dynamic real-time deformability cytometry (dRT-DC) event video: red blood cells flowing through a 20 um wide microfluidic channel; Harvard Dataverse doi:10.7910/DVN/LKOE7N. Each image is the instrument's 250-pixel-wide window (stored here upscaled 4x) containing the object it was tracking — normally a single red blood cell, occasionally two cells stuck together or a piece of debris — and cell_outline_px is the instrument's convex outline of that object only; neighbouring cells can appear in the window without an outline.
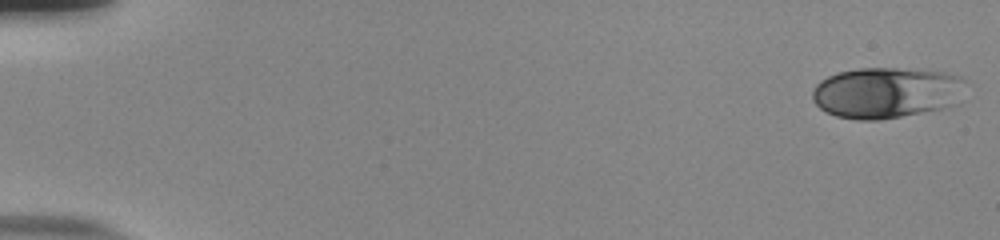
{"species": "human", "species_latin": "Homo sapiens", "temperature_condition": "room temperature", "stored_images_in_passage": 53, "camera_frame_rate_fps": 3000, "um_per_image_px": 0.085, "donor": {"sex": "male"}, "frame": {"image": 1, "passage_image": 1, "time_ms": 0.0, "image_size_px": [1000, 240], "cell_outline_px": [[964, 80], [956, 104], [944, 108], [880, 120], [856, 120], [836, 116], [820, 108], [812, 100], [812, 88], [820, 80], [836, 72], [860, 68], [896, 68], [948, 72], [960, 76]], "centroid_in_image_um": [75.29, 7.87], "position_along_channel_um": 9.7, "area_um2": 45.6}}
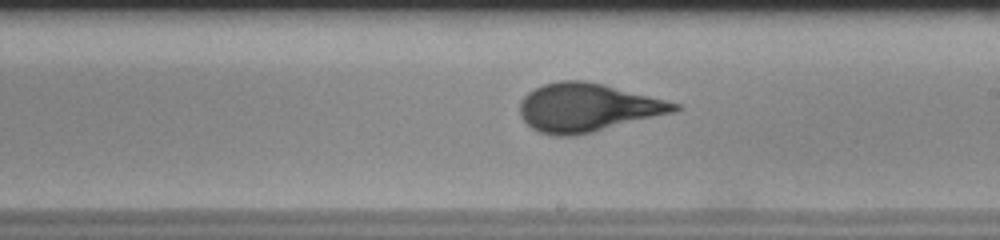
{"frame": {"image": 2, "passage_image": 32, "time_ms": 10.333, "image_size_px": [1000, 240], "cell_outline_px": [[684, 108], [672, 112], [592, 132], [572, 136], [556, 136], [540, 132], [532, 128], [520, 116], [520, 100], [528, 92], [544, 84], [560, 80], [584, 80], [604, 84], [680, 104]], "centroid_in_image_um": [49.9, 9.13], "position_along_channel_um": 239.1, "area_um2": 43.12}}
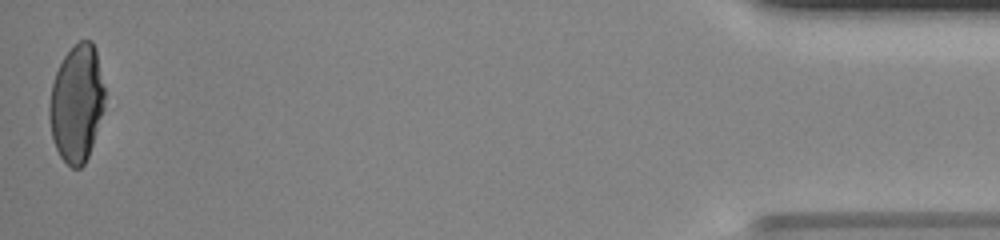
{"frame": {"image": 3, "passage_image": 53, "time_ms": 17.333, "image_size_px": [1000, 240], "cell_outline_px": [[104, 108], [88, 156], [84, 164], [80, 168], [72, 168], [60, 156], [56, 148], [52, 136], [48, 116], [48, 104], [52, 84], [56, 72], [64, 56], [80, 40], [92, 40], [96, 48], [104, 88]], "centroid_in_image_um": [6.51, 8.78], "position_along_channel_um": 428.7, "area_um2": 37.69}, "authors_computed_cell_mechanics": {"area_um2": 42.4252, "velocity_mm_per_s": 3.8568, "shape_relaxation_time_tau1_ms": 6.3953, "shape_relaxation_time_tau2_ms": null, "deformation_change_tau1": 0.2267, "deformation_change_tau2": null}}